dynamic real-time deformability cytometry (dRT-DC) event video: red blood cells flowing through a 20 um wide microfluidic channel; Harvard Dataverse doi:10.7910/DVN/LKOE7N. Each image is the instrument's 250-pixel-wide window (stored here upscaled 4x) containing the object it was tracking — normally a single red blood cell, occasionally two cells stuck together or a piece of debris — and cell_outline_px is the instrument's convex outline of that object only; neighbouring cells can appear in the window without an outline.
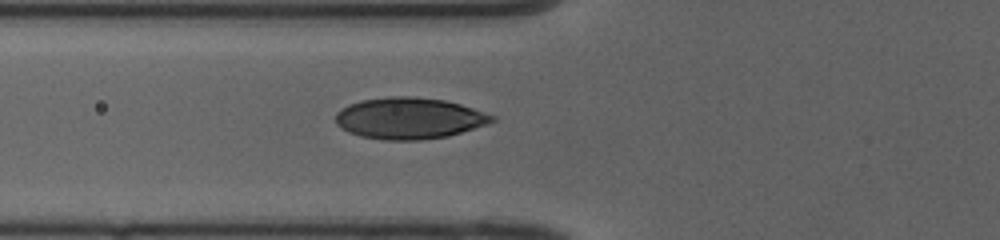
{"species": "human", "species_latin": "Homo sapiens", "temperature_condition": "cold", "stored_images_in_passage": 21, "camera_frame_rate_fps": 3000, "um_per_image_px": 0.085, "donor": {"sex": "female"}, "frame": {"image": 1, "passage_image": 4, "time_ms": 1.0, "image_size_px": [1000, 240], "cell_outline_px": [[480, 120], [456, 132], [436, 136], [372, 136], [368, 132], [360, 104], [376, 100], [432, 100], [452, 104], [464, 108], [472, 112]], "centroid_in_image_um": [35.27, 10.02], "position_along_channel_um": 90.5, "area_um2": 25.55}}
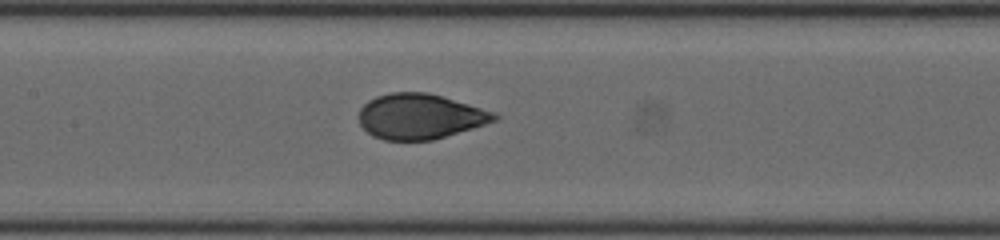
{"frame": {"image": 2, "passage_image": 10, "time_ms": 3.0, "image_size_px": [1000, 240], "cell_outline_px": [[488, 116], [484, 120], [476, 124], [440, 136], [420, 140], [400, 140], [384, 136], [376, 132], [368, 108], [368, 104], [384, 96], [436, 96], [472, 108]], "centroid_in_image_um": [35.74, 9.94], "position_along_channel_um": 171.7, "area_um2": 27.98}}
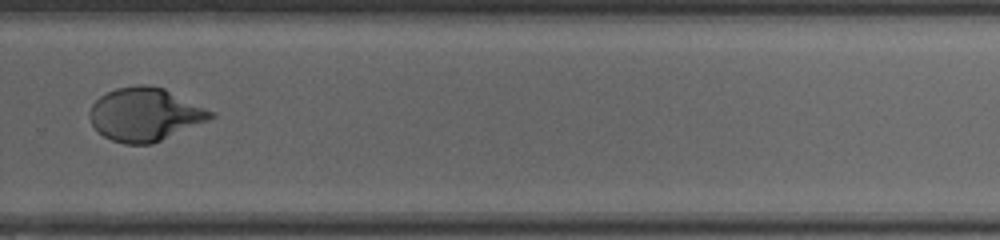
{"frame": {"image": 3, "passage_image": 21, "time_ms": 6.667, "image_size_px": [1000, 240], "cell_outline_px": [[192, 116], [156, 140], [120, 140], [128, 88], [160, 88]], "centroid_in_image_um": [12.79, 9.74], "position_along_channel_um": 317.0, "area_um2": 19.19}}